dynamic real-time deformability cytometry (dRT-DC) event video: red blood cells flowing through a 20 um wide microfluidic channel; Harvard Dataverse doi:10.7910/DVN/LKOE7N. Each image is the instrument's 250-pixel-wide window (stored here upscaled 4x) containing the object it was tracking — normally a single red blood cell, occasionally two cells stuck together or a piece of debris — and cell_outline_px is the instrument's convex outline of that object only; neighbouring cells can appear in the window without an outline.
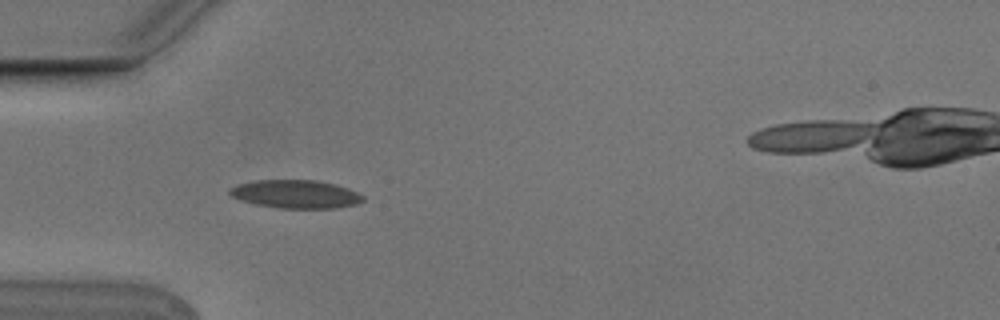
{"species": "Egyptian fruit bat (a non-hibernating species)", "species_latin": "Rousettus aegyptiacus", "temperature_condition": "cold", "stored_images_in_passage": 4, "camera_frame_rate_fps": 3000, "um_per_image_px": 0.085, "animal": {"sex": "male"}, "frame": {"image": 1, "passage_image": 3, "time_ms": 0.667, "image_size_px": [1000, 320], "cell_outline_px": [[364, 200], [356, 204], [336, 208], [280, 208], [256, 204], [240, 200], [232, 196], [228, 192], [228, 188], [236, 184], [252, 180], [316, 180], [336, 184], [348, 188], [364, 196]], "centroid_in_image_um": [25.1, 16.49], "position_along_channel_um": 59.9, "area_um2": 22.08}}